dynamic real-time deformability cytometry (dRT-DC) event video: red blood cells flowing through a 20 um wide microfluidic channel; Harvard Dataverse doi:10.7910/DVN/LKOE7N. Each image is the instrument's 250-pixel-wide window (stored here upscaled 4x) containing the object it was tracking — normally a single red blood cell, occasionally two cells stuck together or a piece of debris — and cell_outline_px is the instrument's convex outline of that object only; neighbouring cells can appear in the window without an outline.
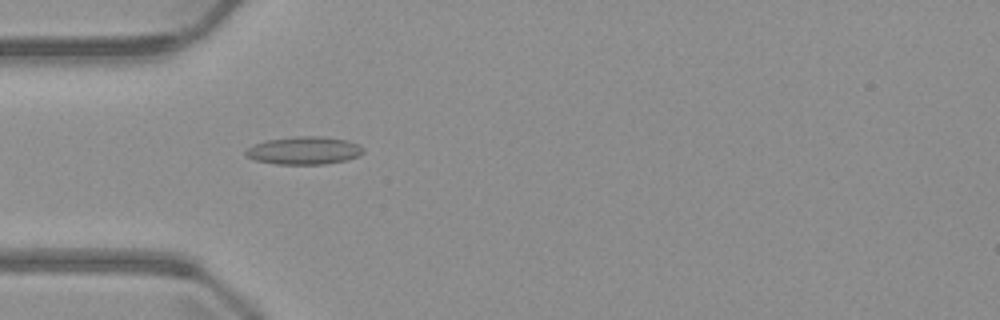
{"species": "common noctule bat (a hibernating species)", "species_latin": "Nyctalus noctula", "temperature_condition": "warm", "stored_images_in_passage": 5, "camera_frame_rate_fps": 3000, "um_per_image_px": 0.085, "animal": {"sex": "male", "body_mass_g": 23.1, "forearm_length_mm": 52.7}, "frame": {"image": 1, "passage_image": 5, "time_ms": 4.667, "image_size_px": [1000, 320], "cell_outline_px": [[364, 152], [348, 160], [324, 164], [276, 164], [256, 160], [248, 156], [244, 152], [248, 148], [264, 140], [296, 136], [324, 136], [348, 140], [360, 144], [364, 148]], "centroid_in_image_um": [25.89, 12.78], "position_along_channel_um": 59.1, "area_um2": 19.13}}